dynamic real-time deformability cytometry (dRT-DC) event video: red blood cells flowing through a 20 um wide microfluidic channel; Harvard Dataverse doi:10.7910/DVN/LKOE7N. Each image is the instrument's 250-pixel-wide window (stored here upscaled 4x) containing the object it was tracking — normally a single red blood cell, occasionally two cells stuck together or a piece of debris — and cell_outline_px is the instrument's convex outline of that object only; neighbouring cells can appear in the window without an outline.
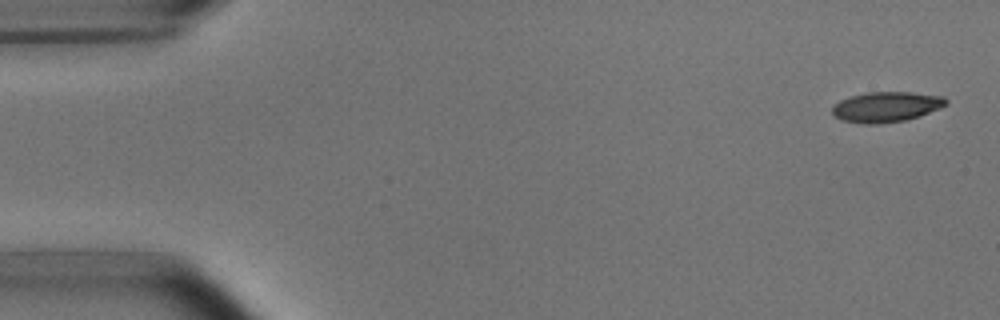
{"species": "common noctule bat (a hibernating species)", "species_latin": "Nyctalus noctula", "temperature_condition": "room temperature", "stored_images_in_passage": 5, "camera_frame_rate_fps": 3000, "um_per_image_px": 0.085, "animal": {"sex": "male", "body_mass_g": 15.6}, "frame": {"image": 1, "passage_image": 1, "time_ms": 0.0, "image_size_px": [1000, 320], "cell_outline_px": [[948, 104], [940, 108], [920, 116], [904, 120], [880, 124], [864, 124], [840, 120], [832, 112], [832, 104], [840, 100], [864, 92], [912, 92], [944, 96], [948, 100]], "centroid_in_image_um": [75.34, 9.08], "position_along_channel_um": 9.7, "area_um2": 20.29}}